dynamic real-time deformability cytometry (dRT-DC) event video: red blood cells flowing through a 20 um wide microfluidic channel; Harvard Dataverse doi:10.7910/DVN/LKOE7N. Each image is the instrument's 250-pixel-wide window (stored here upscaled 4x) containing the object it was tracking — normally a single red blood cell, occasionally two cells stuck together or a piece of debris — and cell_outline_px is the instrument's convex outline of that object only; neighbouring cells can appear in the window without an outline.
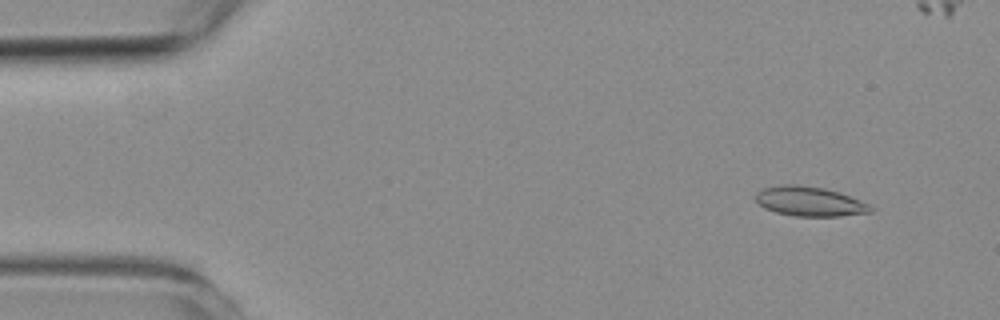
{"species": "common noctule bat (a hibernating species)", "species_latin": "Nyctalus noctula", "temperature_condition": "room temperature", "stored_images_in_passage": 12, "camera_frame_rate_fps": 3000, "um_per_image_px": 0.085, "animal": {"sex": "female", "body_mass_g": 19.3, "forearm_length_mm": 54.1}, "frame": {"image": 1, "passage_image": 4, "time_ms": 1.0, "image_size_px": [1000, 320], "cell_outline_px": [[876, 208], [872, 212], [840, 216], [796, 216], [776, 212], [764, 208], [756, 200], [756, 192], [764, 188], [780, 184], [796, 184], [824, 188], [840, 192], [868, 204]], "centroid_in_image_um": [68.83, 17.11], "position_along_channel_um": 16.2, "area_um2": 19.83}}